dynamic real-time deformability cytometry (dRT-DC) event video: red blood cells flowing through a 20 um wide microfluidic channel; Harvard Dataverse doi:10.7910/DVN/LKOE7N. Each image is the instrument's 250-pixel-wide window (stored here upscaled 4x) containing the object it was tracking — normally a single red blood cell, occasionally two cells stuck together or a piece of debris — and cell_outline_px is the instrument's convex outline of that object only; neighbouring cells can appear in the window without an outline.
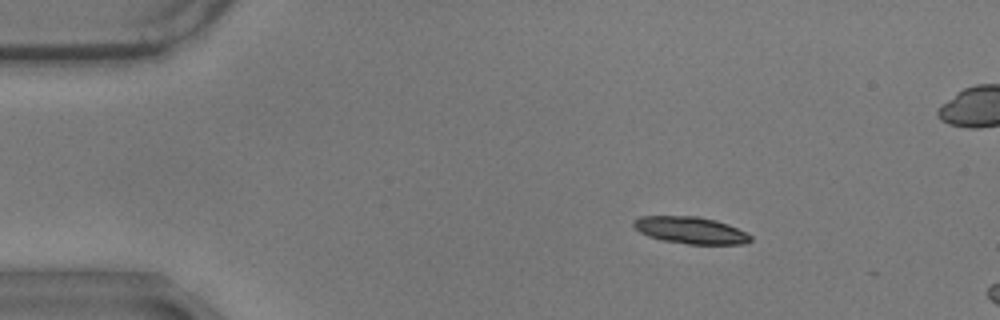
{"species": "common noctule bat (a hibernating species)", "species_latin": "Nyctalus noctula", "temperature_condition": "warm", "stored_images_in_passage": 10, "camera_frame_rate_fps": 3000, "um_per_image_px": 0.085, "animal": {"sex": "male", "body_mass_g": 17.9}, "frame": {"image": 1, "passage_image": 4, "time_ms": 1.0, "image_size_px": [1000, 320], "cell_outline_px": [[752, 240], [748, 244], [688, 244], [660, 240], [648, 236], [640, 232], [632, 224], [632, 220], [640, 216], [696, 216], [716, 220], [728, 224], [752, 236]], "centroid_in_image_um": [58.69, 19.57], "position_along_channel_um": 26.3, "area_um2": 18.44}}